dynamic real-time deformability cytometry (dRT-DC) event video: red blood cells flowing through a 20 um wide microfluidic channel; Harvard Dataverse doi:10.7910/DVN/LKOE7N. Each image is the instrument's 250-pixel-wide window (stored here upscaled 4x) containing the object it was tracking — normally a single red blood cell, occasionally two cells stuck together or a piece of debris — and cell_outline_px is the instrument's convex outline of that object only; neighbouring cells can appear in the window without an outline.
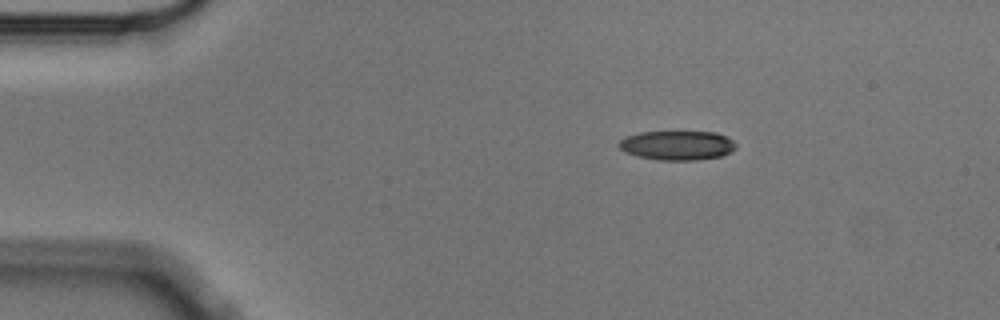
{"species": "Egyptian fruit bat (a non-hibernating species)", "species_latin": "Rousettus aegyptiacus", "temperature_condition": "cold", "stored_images_in_passage": 3, "camera_frame_rate_fps": 3000, "um_per_image_px": 0.085, "animal": {"sex": "male"}, "frame": {"image": 1, "passage_image": 2, "time_ms": 0.333, "image_size_px": [1000, 320], "cell_outline_px": [[736, 148], [720, 156], [696, 160], [656, 160], [636, 156], [624, 152], [616, 144], [624, 136], [640, 132], [716, 132], [732, 140], [736, 144]], "centroid_in_image_um": [57.49, 12.36], "position_along_channel_um": 27.5, "area_um2": 20.06}}